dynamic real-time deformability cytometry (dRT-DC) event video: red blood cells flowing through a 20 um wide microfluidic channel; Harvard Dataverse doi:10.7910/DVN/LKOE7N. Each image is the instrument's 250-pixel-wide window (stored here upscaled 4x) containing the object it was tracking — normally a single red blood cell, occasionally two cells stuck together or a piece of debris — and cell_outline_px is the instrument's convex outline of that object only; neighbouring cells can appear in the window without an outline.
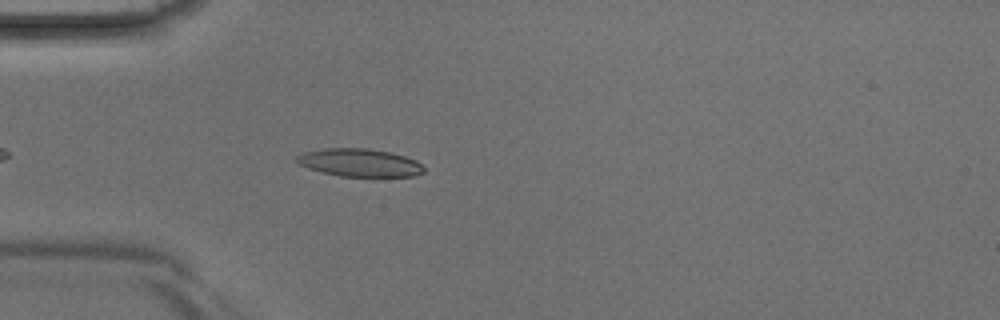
{"species": "Egyptian fruit bat (a non-hibernating species)", "species_latin": "Rousettus aegyptiacus", "temperature_condition": "room temperature", "stored_images_in_passage": 32, "camera_frame_rate_fps": 3000, "um_per_image_px": 0.085, "animal": {"sex": "male"}, "frame": {"image": 1, "passage_image": 5, "time_ms": 1.333, "image_size_px": [1000, 320], "cell_outline_px": [[424, 172], [412, 176], [340, 176], [308, 168], [296, 164], [296, 156], [304, 152], [324, 148], [368, 148], [388, 152], [404, 156], [416, 160], [424, 168]], "centroid_in_image_um": [30.53, 13.82], "position_along_channel_um": 54.5, "area_um2": 20.52}}
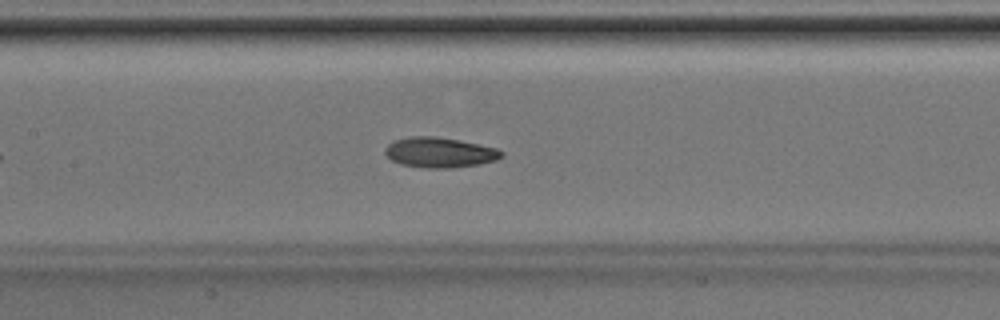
{"frame": {"image": 2, "passage_image": 13, "time_ms": 4.0, "image_size_px": [1000, 320], "cell_outline_px": [[504, 156], [496, 160], [480, 164], [452, 168], [424, 168], [400, 164], [392, 160], [384, 152], [384, 148], [392, 140], [408, 136], [436, 136], [460, 140], [496, 148], [504, 152]], "centroid_in_image_um": [37.35, 12.95], "position_along_channel_um": 170.0, "area_um2": 20.75}}
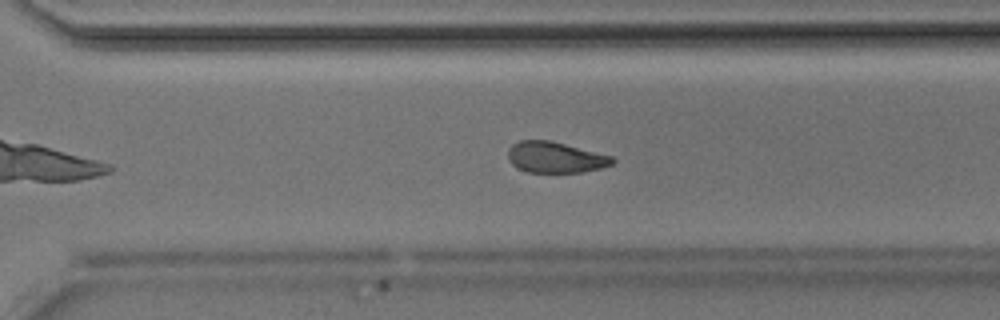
{"frame": {"image": 3, "passage_image": 23, "time_ms": 7.333, "image_size_px": [1000, 320], "cell_outline_px": [[616, 160], [612, 164], [600, 168], [580, 172], [528, 172], [512, 164], [508, 160], [508, 148], [512, 144], [520, 140], [552, 140], [612, 156]], "centroid_in_image_um": [47.19, 13.36], "position_along_channel_um": 323.4, "area_um2": 18.84}}